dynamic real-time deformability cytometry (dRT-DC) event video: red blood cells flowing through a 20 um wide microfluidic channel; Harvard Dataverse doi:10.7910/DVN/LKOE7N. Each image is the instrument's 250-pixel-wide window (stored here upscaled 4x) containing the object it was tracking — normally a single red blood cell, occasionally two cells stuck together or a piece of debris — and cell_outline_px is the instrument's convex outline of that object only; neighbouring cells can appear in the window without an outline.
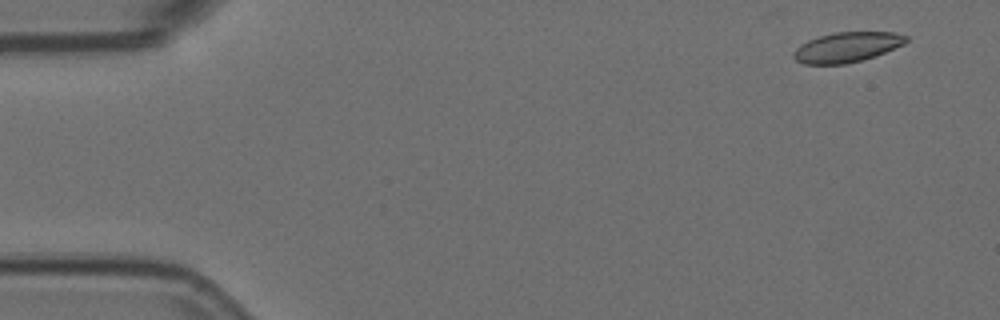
{"species": "Egyptian fruit bat (a non-hibernating species)", "species_latin": "Rousettus aegyptiacus", "temperature_condition": "room temperature", "stored_images_in_passage": 6, "camera_frame_rate_fps": 3000, "um_per_image_px": 0.085, "animal": {"sex": "female"}, "frame": {"image": 1, "passage_image": 1, "time_ms": 0.0, "image_size_px": [1000, 320], "cell_outline_px": [[908, 40], [904, 44], [876, 56], [864, 60], [844, 64], [804, 64], [796, 60], [792, 56], [792, 52], [796, 48], [808, 40], [820, 36], [836, 32], [896, 32], [908, 36]], "centroid_in_image_um": [72.01, 4.01], "position_along_channel_um": 13.0, "area_um2": 19.77}}
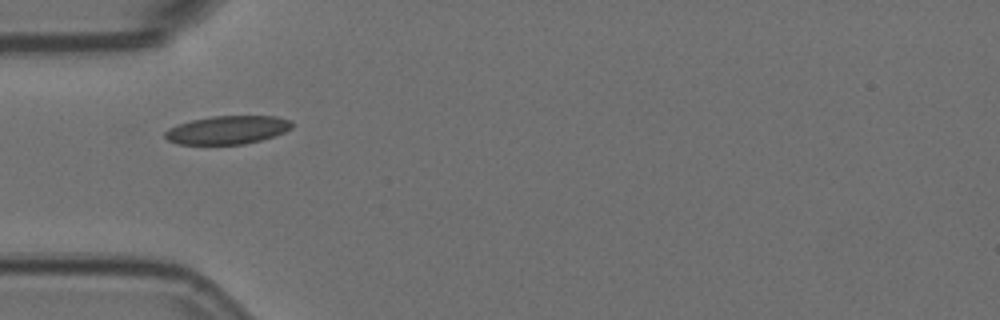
{"frame": {"image": 2, "passage_image": 5, "time_ms": 1.333, "image_size_px": [1000, 320], "cell_outline_px": [[292, 128], [284, 132], [260, 140], [244, 144], [176, 144], [168, 140], [164, 136], [164, 132], [168, 128], [176, 124], [192, 120], [212, 116], [276, 116], [292, 120]], "centroid_in_image_um": [19.31, 11.04], "position_along_channel_um": 65.7, "area_um2": 20.98}}
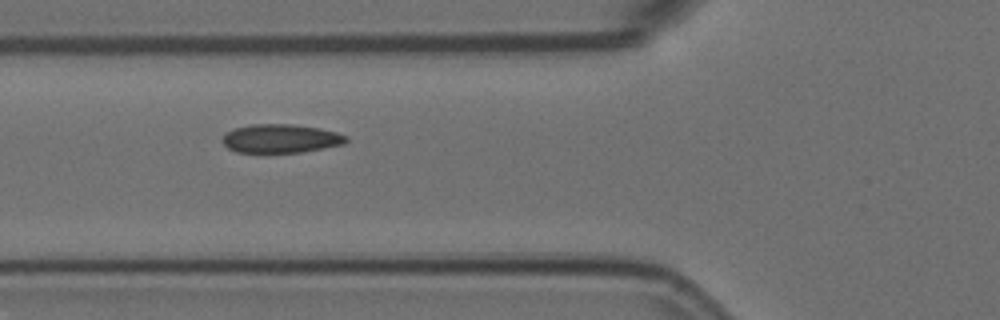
{"frame": {"image": 3, "passage_image": 6, "time_ms": 1.667, "image_size_px": [1000, 320], "cell_outline_px": [[348, 140], [344, 144], [304, 152], [260, 156], [236, 152], [228, 148], [224, 144], [224, 136], [228, 132], [236, 128], [252, 124], [292, 124], [320, 128], [336, 132], [348, 136]], "centroid_in_image_um": [23.86, 11.83], "position_along_channel_um": 101.9, "area_um2": 21.5}}